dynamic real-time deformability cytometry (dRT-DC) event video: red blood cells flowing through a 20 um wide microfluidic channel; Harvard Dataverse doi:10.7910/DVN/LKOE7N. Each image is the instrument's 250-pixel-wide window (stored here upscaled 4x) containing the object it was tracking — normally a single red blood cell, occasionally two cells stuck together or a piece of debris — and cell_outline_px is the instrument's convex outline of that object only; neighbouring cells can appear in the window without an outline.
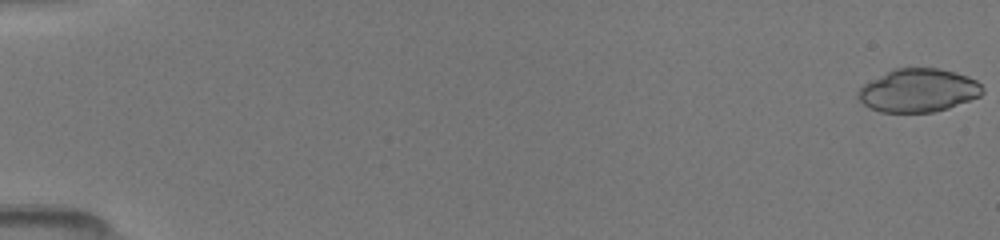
{"species": "common noctule bat (a hibernating species)", "species_latin": "Nyctalus noctula", "temperature_condition": "room temperature", "stored_images_in_passage": 77, "camera_frame_rate_fps": 3000, "um_per_image_px": 0.085, "animal": {"sex": "female", "body_mass_g": 19.5, "forearm_length_mm": 54.1}, "frame": {"image": 1, "passage_image": 1, "time_ms": 0.0, "image_size_px": [1000, 240], "cell_outline_px": [[984, 92], [980, 96], [948, 108], [932, 112], [880, 112], [868, 108], [856, 96], [856, 92], [864, 84], [892, 68], [936, 68], [968, 76], [976, 80], [984, 88]], "centroid_in_image_um": [78.03, 7.69], "position_along_channel_um": 7.0, "area_um2": 31.39}}